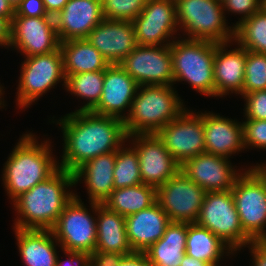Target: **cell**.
Returning <instances> with one entry per match:
<instances>
[{"label": "cell", "mask_w": 266, "mask_h": 266, "mask_svg": "<svg viewBox=\"0 0 266 266\" xmlns=\"http://www.w3.org/2000/svg\"><path fill=\"white\" fill-rule=\"evenodd\" d=\"M175 82L186 81L196 91L215 96V43L205 40L176 39L170 44Z\"/></svg>", "instance_id": "5"}, {"label": "cell", "mask_w": 266, "mask_h": 266, "mask_svg": "<svg viewBox=\"0 0 266 266\" xmlns=\"http://www.w3.org/2000/svg\"><path fill=\"white\" fill-rule=\"evenodd\" d=\"M103 20L101 0H68L54 16L60 42L86 38Z\"/></svg>", "instance_id": "20"}, {"label": "cell", "mask_w": 266, "mask_h": 266, "mask_svg": "<svg viewBox=\"0 0 266 266\" xmlns=\"http://www.w3.org/2000/svg\"><path fill=\"white\" fill-rule=\"evenodd\" d=\"M231 42L233 44L234 41L215 43L213 65L215 97H222L229 93L240 94L243 90L246 49L238 46L239 48L228 50Z\"/></svg>", "instance_id": "22"}, {"label": "cell", "mask_w": 266, "mask_h": 266, "mask_svg": "<svg viewBox=\"0 0 266 266\" xmlns=\"http://www.w3.org/2000/svg\"><path fill=\"white\" fill-rule=\"evenodd\" d=\"M117 266H153L144 252H133L123 256Z\"/></svg>", "instance_id": "43"}, {"label": "cell", "mask_w": 266, "mask_h": 266, "mask_svg": "<svg viewBox=\"0 0 266 266\" xmlns=\"http://www.w3.org/2000/svg\"><path fill=\"white\" fill-rule=\"evenodd\" d=\"M257 166L266 174V163L258 164Z\"/></svg>", "instance_id": "50"}, {"label": "cell", "mask_w": 266, "mask_h": 266, "mask_svg": "<svg viewBox=\"0 0 266 266\" xmlns=\"http://www.w3.org/2000/svg\"><path fill=\"white\" fill-rule=\"evenodd\" d=\"M228 160L204 152L186 160L180 170L206 192L229 191L242 172Z\"/></svg>", "instance_id": "17"}, {"label": "cell", "mask_w": 266, "mask_h": 266, "mask_svg": "<svg viewBox=\"0 0 266 266\" xmlns=\"http://www.w3.org/2000/svg\"><path fill=\"white\" fill-rule=\"evenodd\" d=\"M96 215V248L102 252L120 253L124 256L133 253L128 240L125 217L109 210L103 204L90 203Z\"/></svg>", "instance_id": "25"}, {"label": "cell", "mask_w": 266, "mask_h": 266, "mask_svg": "<svg viewBox=\"0 0 266 266\" xmlns=\"http://www.w3.org/2000/svg\"><path fill=\"white\" fill-rule=\"evenodd\" d=\"M156 201V187L142 183L114 189L103 205L127 217L150 207Z\"/></svg>", "instance_id": "30"}, {"label": "cell", "mask_w": 266, "mask_h": 266, "mask_svg": "<svg viewBox=\"0 0 266 266\" xmlns=\"http://www.w3.org/2000/svg\"><path fill=\"white\" fill-rule=\"evenodd\" d=\"M236 45L246 50L266 54V11H260L234 28Z\"/></svg>", "instance_id": "32"}, {"label": "cell", "mask_w": 266, "mask_h": 266, "mask_svg": "<svg viewBox=\"0 0 266 266\" xmlns=\"http://www.w3.org/2000/svg\"><path fill=\"white\" fill-rule=\"evenodd\" d=\"M19 254L26 266H56L60 246L52 230L13 228Z\"/></svg>", "instance_id": "26"}, {"label": "cell", "mask_w": 266, "mask_h": 266, "mask_svg": "<svg viewBox=\"0 0 266 266\" xmlns=\"http://www.w3.org/2000/svg\"><path fill=\"white\" fill-rule=\"evenodd\" d=\"M9 47L24 57L48 54L60 48L54 17L14 16L11 20Z\"/></svg>", "instance_id": "15"}, {"label": "cell", "mask_w": 266, "mask_h": 266, "mask_svg": "<svg viewBox=\"0 0 266 266\" xmlns=\"http://www.w3.org/2000/svg\"><path fill=\"white\" fill-rule=\"evenodd\" d=\"M246 104L245 120H266V90L255 91L242 95Z\"/></svg>", "instance_id": "37"}, {"label": "cell", "mask_w": 266, "mask_h": 266, "mask_svg": "<svg viewBox=\"0 0 266 266\" xmlns=\"http://www.w3.org/2000/svg\"><path fill=\"white\" fill-rule=\"evenodd\" d=\"M219 262L220 261H217V262H214V263H209V264H207V266H219L218 265Z\"/></svg>", "instance_id": "51"}, {"label": "cell", "mask_w": 266, "mask_h": 266, "mask_svg": "<svg viewBox=\"0 0 266 266\" xmlns=\"http://www.w3.org/2000/svg\"><path fill=\"white\" fill-rule=\"evenodd\" d=\"M266 90V54L246 50L243 90L240 95Z\"/></svg>", "instance_id": "34"}, {"label": "cell", "mask_w": 266, "mask_h": 266, "mask_svg": "<svg viewBox=\"0 0 266 266\" xmlns=\"http://www.w3.org/2000/svg\"><path fill=\"white\" fill-rule=\"evenodd\" d=\"M196 223L210 230L233 251H240L253 241L241 226L231 190L206 192Z\"/></svg>", "instance_id": "8"}, {"label": "cell", "mask_w": 266, "mask_h": 266, "mask_svg": "<svg viewBox=\"0 0 266 266\" xmlns=\"http://www.w3.org/2000/svg\"><path fill=\"white\" fill-rule=\"evenodd\" d=\"M233 251L210 230L197 223H187L186 254L207 264L220 261L224 254L233 255Z\"/></svg>", "instance_id": "29"}, {"label": "cell", "mask_w": 266, "mask_h": 266, "mask_svg": "<svg viewBox=\"0 0 266 266\" xmlns=\"http://www.w3.org/2000/svg\"><path fill=\"white\" fill-rule=\"evenodd\" d=\"M20 69L16 102L19 109L27 108L55 87L66 77L63 70V57L60 48L52 53L25 57Z\"/></svg>", "instance_id": "9"}, {"label": "cell", "mask_w": 266, "mask_h": 266, "mask_svg": "<svg viewBox=\"0 0 266 266\" xmlns=\"http://www.w3.org/2000/svg\"><path fill=\"white\" fill-rule=\"evenodd\" d=\"M1 86H2V85H0V107L3 108V107L5 106V105H4L5 102H4L3 98H1V97L3 96V94H4L5 91H3V88H4V87H1ZM2 100H3V101H2ZM2 105H3V106H2Z\"/></svg>", "instance_id": "49"}, {"label": "cell", "mask_w": 266, "mask_h": 266, "mask_svg": "<svg viewBox=\"0 0 266 266\" xmlns=\"http://www.w3.org/2000/svg\"><path fill=\"white\" fill-rule=\"evenodd\" d=\"M155 134L180 165L205 152L202 112L185 109Z\"/></svg>", "instance_id": "12"}, {"label": "cell", "mask_w": 266, "mask_h": 266, "mask_svg": "<svg viewBox=\"0 0 266 266\" xmlns=\"http://www.w3.org/2000/svg\"><path fill=\"white\" fill-rule=\"evenodd\" d=\"M244 147L266 150V120H246L242 122Z\"/></svg>", "instance_id": "36"}, {"label": "cell", "mask_w": 266, "mask_h": 266, "mask_svg": "<svg viewBox=\"0 0 266 266\" xmlns=\"http://www.w3.org/2000/svg\"><path fill=\"white\" fill-rule=\"evenodd\" d=\"M262 8L266 11V0H262Z\"/></svg>", "instance_id": "52"}, {"label": "cell", "mask_w": 266, "mask_h": 266, "mask_svg": "<svg viewBox=\"0 0 266 266\" xmlns=\"http://www.w3.org/2000/svg\"><path fill=\"white\" fill-rule=\"evenodd\" d=\"M15 15V9L7 0H0V17L7 18L10 22Z\"/></svg>", "instance_id": "46"}, {"label": "cell", "mask_w": 266, "mask_h": 266, "mask_svg": "<svg viewBox=\"0 0 266 266\" xmlns=\"http://www.w3.org/2000/svg\"><path fill=\"white\" fill-rule=\"evenodd\" d=\"M11 22L4 17H0V46L8 47L10 42Z\"/></svg>", "instance_id": "44"}, {"label": "cell", "mask_w": 266, "mask_h": 266, "mask_svg": "<svg viewBox=\"0 0 266 266\" xmlns=\"http://www.w3.org/2000/svg\"><path fill=\"white\" fill-rule=\"evenodd\" d=\"M244 169L231 192L244 232L253 241L266 240V174L257 166Z\"/></svg>", "instance_id": "7"}, {"label": "cell", "mask_w": 266, "mask_h": 266, "mask_svg": "<svg viewBox=\"0 0 266 266\" xmlns=\"http://www.w3.org/2000/svg\"><path fill=\"white\" fill-rule=\"evenodd\" d=\"M246 247H249L253 266H266V240L252 241Z\"/></svg>", "instance_id": "42"}, {"label": "cell", "mask_w": 266, "mask_h": 266, "mask_svg": "<svg viewBox=\"0 0 266 266\" xmlns=\"http://www.w3.org/2000/svg\"><path fill=\"white\" fill-rule=\"evenodd\" d=\"M103 81L104 70L83 72L66 78L65 90L87 102L76 111H91L98 104L102 95Z\"/></svg>", "instance_id": "31"}, {"label": "cell", "mask_w": 266, "mask_h": 266, "mask_svg": "<svg viewBox=\"0 0 266 266\" xmlns=\"http://www.w3.org/2000/svg\"><path fill=\"white\" fill-rule=\"evenodd\" d=\"M74 175L59 168L44 182L33 186L13 201L18 216L13 228L51 230L66 205L75 196Z\"/></svg>", "instance_id": "2"}, {"label": "cell", "mask_w": 266, "mask_h": 266, "mask_svg": "<svg viewBox=\"0 0 266 266\" xmlns=\"http://www.w3.org/2000/svg\"><path fill=\"white\" fill-rule=\"evenodd\" d=\"M48 15L56 16L68 2V0H43Z\"/></svg>", "instance_id": "45"}, {"label": "cell", "mask_w": 266, "mask_h": 266, "mask_svg": "<svg viewBox=\"0 0 266 266\" xmlns=\"http://www.w3.org/2000/svg\"><path fill=\"white\" fill-rule=\"evenodd\" d=\"M222 8L224 12L242 14L239 21L233 25L235 28L239 23L245 21L262 9V0H223Z\"/></svg>", "instance_id": "38"}, {"label": "cell", "mask_w": 266, "mask_h": 266, "mask_svg": "<svg viewBox=\"0 0 266 266\" xmlns=\"http://www.w3.org/2000/svg\"><path fill=\"white\" fill-rule=\"evenodd\" d=\"M205 195L181 170L156 188V200L171 222L196 223Z\"/></svg>", "instance_id": "11"}, {"label": "cell", "mask_w": 266, "mask_h": 266, "mask_svg": "<svg viewBox=\"0 0 266 266\" xmlns=\"http://www.w3.org/2000/svg\"><path fill=\"white\" fill-rule=\"evenodd\" d=\"M171 220L156 201L150 207L125 217L126 233L133 252H144L160 240Z\"/></svg>", "instance_id": "23"}, {"label": "cell", "mask_w": 266, "mask_h": 266, "mask_svg": "<svg viewBox=\"0 0 266 266\" xmlns=\"http://www.w3.org/2000/svg\"><path fill=\"white\" fill-rule=\"evenodd\" d=\"M68 259L62 261L59 260V256L56 259V266H90V254L87 252L78 251H66L62 250Z\"/></svg>", "instance_id": "41"}, {"label": "cell", "mask_w": 266, "mask_h": 266, "mask_svg": "<svg viewBox=\"0 0 266 266\" xmlns=\"http://www.w3.org/2000/svg\"><path fill=\"white\" fill-rule=\"evenodd\" d=\"M124 255L95 250L90 254V266H117Z\"/></svg>", "instance_id": "40"}, {"label": "cell", "mask_w": 266, "mask_h": 266, "mask_svg": "<svg viewBox=\"0 0 266 266\" xmlns=\"http://www.w3.org/2000/svg\"><path fill=\"white\" fill-rule=\"evenodd\" d=\"M51 230L62 250L89 254L95 251L96 217L89 213L80 196L76 194Z\"/></svg>", "instance_id": "10"}, {"label": "cell", "mask_w": 266, "mask_h": 266, "mask_svg": "<svg viewBox=\"0 0 266 266\" xmlns=\"http://www.w3.org/2000/svg\"><path fill=\"white\" fill-rule=\"evenodd\" d=\"M124 145L116 151L114 189L142 184L137 152L132 145L129 148Z\"/></svg>", "instance_id": "33"}, {"label": "cell", "mask_w": 266, "mask_h": 266, "mask_svg": "<svg viewBox=\"0 0 266 266\" xmlns=\"http://www.w3.org/2000/svg\"><path fill=\"white\" fill-rule=\"evenodd\" d=\"M182 101L172 86L139 85L123 119L127 136L155 134L186 109Z\"/></svg>", "instance_id": "4"}, {"label": "cell", "mask_w": 266, "mask_h": 266, "mask_svg": "<svg viewBox=\"0 0 266 266\" xmlns=\"http://www.w3.org/2000/svg\"><path fill=\"white\" fill-rule=\"evenodd\" d=\"M115 161L116 152L99 155L73 172L75 185L83 178L91 203L103 204L114 190Z\"/></svg>", "instance_id": "24"}, {"label": "cell", "mask_w": 266, "mask_h": 266, "mask_svg": "<svg viewBox=\"0 0 266 266\" xmlns=\"http://www.w3.org/2000/svg\"><path fill=\"white\" fill-rule=\"evenodd\" d=\"M63 134L59 168L74 172L85 162L116 152L126 141L123 120L91 111H74L57 120Z\"/></svg>", "instance_id": "1"}, {"label": "cell", "mask_w": 266, "mask_h": 266, "mask_svg": "<svg viewBox=\"0 0 266 266\" xmlns=\"http://www.w3.org/2000/svg\"><path fill=\"white\" fill-rule=\"evenodd\" d=\"M205 152L225 158L245 150L243 125L213 112L203 113Z\"/></svg>", "instance_id": "21"}, {"label": "cell", "mask_w": 266, "mask_h": 266, "mask_svg": "<svg viewBox=\"0 0 266 266\" xmlns=\"http://www.w3.org/2000/svg\"><path fill=\"white\" fill-rule=\"evenodd\" d=\"M119 65L138 85H174L170 45H137Z\"/></svg>", "instance_id": "13"}, {"label": "cell", "mask_w": 266, "mask_h": 266, "mask_svg": "<svg viewBox=\"0 0 266 266\" xmlns=\"http://www.w3.org/2000/svg\"><path fill=\"white\" fill-rule=\"evenodd\" d=\"M147 0H101L104 19L133 21L146 6Z\"/></svg>", "instance_id": "35"}, {"label": "cell", "mask_w": 266, "mask_h": 266, "mask_svg": "<svg viewBox=\"0 0 266 266\" xmlns=\"http://www.w3.org/2000/svg\"><path fill=\"white\" fill-rule=\"evenodd\" d=\"M180 266H207V263L188 256L186 253L181 259Z\"/></svg>", "instance_id": "47"}, {"label": "cell", "mask_w": 266, "mask_h": 266, "mask_svg": "<svg viewBox=\"0 0 266 266\" xmlns=\"http://www.w3.org/2000/svg\"><path fill=\"white\" fill-rule=\"evenodd\" d=\"M39 143L33 133L23 134L5 162L2 180L12 202L59 169L51 142Z\"/></svg>", "instance_id": "3"}, {"label": "cell", "mask_w": 266, "mask_h": 266, "mask_svg": "<svg viewBox=\"0 0 266 266\" xmlns=\"http://www.w3.org/2000/svg\"><path fill=\"white\" fill-rule=\"evenodd\" d=\"M179 28L184 37L214 43L234 41V27L227 25L222 1L175 0Z\"/></svg>", "instance_id": "6"}, {"label": "cell", "mask_w": 266, "mask_h": 266, "mask_svg": "<svg viewBox=\"0 0 266 266\" xmlns=\"http://www.w3.org/2000/svg\"><path fill=\"white\" fill-rule=\"evenodd\" d=\"M11 5H12V7L14 8V9H16V7L20 4V2L22 1V0H7Z\"/></svg>", "instance_id": "48"}, {"label": "cell", "mask_w": 266, "mask_h": 266, "mask_svg": "<svg viewBox=\"0 0 266 266\" xmlns=\"http://www.w3.org/2000/svg\"><path fill=\"white\" fill-rule=\"evenodd\" d=\"M14 16L45 17L48 15L43 0H22L15 9Z\"/></svg>", "instance_id": "39"}, {"label": "cell", "mask_w": 266, "mask_h": 266, "mask_svg": "<svg viewBox=\"0 0 266 266\" xmlns=\"http://www.w3.org/2000/svg\"><path fill=\"white\" fill-rule=\"evenodd\" d=\"M187 223L171 222L162 238L146 251L153 266H180L186 252Z\"/></svg>", "instance_id": "28"}, {"label": "cell", "mask_w": 266, "mask_h": 266, "mask_svg": "<svg viewBox=\"0 0 266 266\" xmlns=\"http://www.w3.org/2000/svg\"><path fill=\"white\" fill-rule=\"evenodd\" d=\"M132 23L137 45H170L176 39L173 34L179 31L175 0H147Z\"/></svg>", "instance_id": "14"}, {"label": "cell", "mask_w": 266, "mask_h": 266, "mask_svg": "<svg viewBox=\"0 0 266 266\" xmlns=\"http://www.w3.org/2000/svg\"><path fill=\"white\" fill-rule=\"evenodd\" d=\"M133 138V139H132ZM139 160L143 184L159 187L180 171L181 165L172 157L156 134L127 136Z\"/></svg>", "instance_id": "16"}, {"label": "cell", "mask_w": 266, "mask_h": 266, "mask_svg": "<svg viewBox=\"0 0 266 266\" xmlns=\"http://www.w3.org/2000/svg\"><path fill=\"white\" fill-rule=\"evenodd\" d=\"M110 63L119 64L137 46L132 21L104 19L86 37Z\"/></svg>", "instance_id": "18"}, {"label": "cell", "mask_w": 266, "mask_h": 266, "mask_svg": "<svg viewBox=\"0 0 266 266\" xmlns=\"http://www.w3.org/2000/svg\"><path fill=\"white\" fill-rule=\"evenodd\" d=\"M65 77L83 72L106 70L110 63L86 38L60 42Z\"/></svg>", "instance_id": "27"}, {"label": "cell", "mask_w": 266, "mask_h": 266, "mask_svg": "<svg viewBox=\"0 0 266 266\" xmlns=\"http://www.w3.org/2000/svg\"><path fill=\"white\" fill-rule=\"evenodd\" d=\"M136 81L119 65H110L104 70L102 95L91 112L98 115L124 119L129 114L132 101L138 89Z\"/></svg>", "instance_id": "19"}]
</instances>
